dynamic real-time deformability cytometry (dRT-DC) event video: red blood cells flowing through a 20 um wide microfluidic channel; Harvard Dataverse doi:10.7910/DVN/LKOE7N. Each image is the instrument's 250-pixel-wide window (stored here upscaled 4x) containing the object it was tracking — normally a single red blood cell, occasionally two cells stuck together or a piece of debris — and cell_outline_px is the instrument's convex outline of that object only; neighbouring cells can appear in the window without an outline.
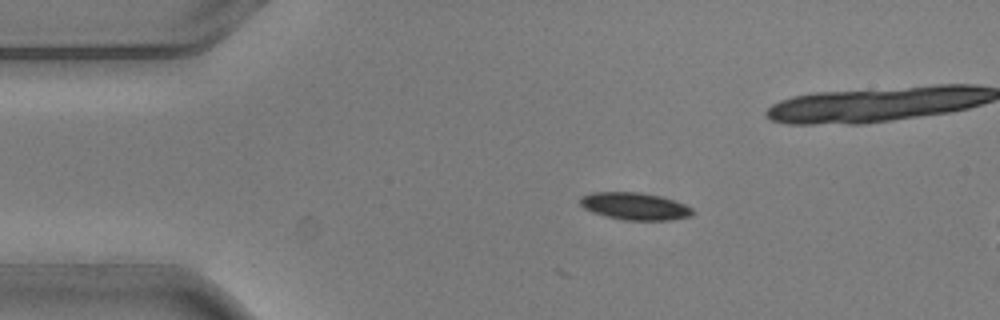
{"species": "common noctule bat (a hibernating species)", "species_latin": "Nyctalus noctula", "temperature_condition": "warm", "stored_images_in_passage": 4, "camera_frame_rate_fps": 3000, "um_per_image_px": 0.085, "animal": {"sex": "male", "body_mass_g": 20.5, "forearm_length_mm": 52.5}, "frame": {"image": 1, "passage_image": 2, "time_ms": 0.333, "image_size_px": [1000, 320], "cell_outline_px": [[692, 216], [672, 220], [624, 220], [604, 216], [592, 212], [584, 208], [580, 204], [580, 196], [592, 192], [640, 192], [660, 196], [684, 204], [692, 208]], "centroid_in_image_um": [53.93, 17.53], "position_along_channel_um": 31.1, "area_um2": 17.92}}